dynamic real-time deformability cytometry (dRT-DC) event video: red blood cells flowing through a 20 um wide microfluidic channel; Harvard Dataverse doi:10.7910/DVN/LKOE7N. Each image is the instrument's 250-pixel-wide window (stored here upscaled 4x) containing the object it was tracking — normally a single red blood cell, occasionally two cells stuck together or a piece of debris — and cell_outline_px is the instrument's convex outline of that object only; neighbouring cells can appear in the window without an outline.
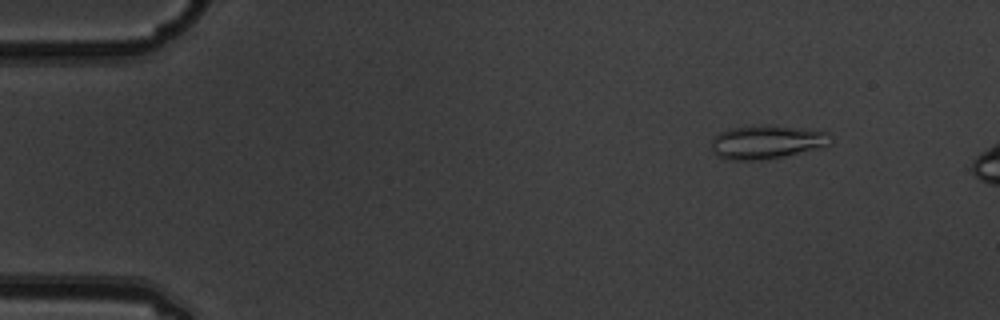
{"species": "common noctule bat (a hibernating species)", "species_latin": "Nyctalus noctula", "temperature_condition": "warm", "stored_images_in_passage": 6, "camera_frame_rate_fps": 3000, "um_per_image_px": 0.085, "animal": {"sex": "male", "body_mass_g": 19.5, "forearm_length_mm": 54.6}, "frame": {"image": 1, "passage_image": 2, "time_ms": 0.333, "image_size_px": [1000, 320], "cell_outline_px": [[832, 144], [820, 148], [784, 156], [764, 160], [728, 160], [712, 152], [712, 140], [720, 132], [732, 128], [788, 128], [828, 132]], "centroid_in_image_um": [65.17, 12.14], "position_along_channel_um": 19.8, "area_um2": 22.2}}